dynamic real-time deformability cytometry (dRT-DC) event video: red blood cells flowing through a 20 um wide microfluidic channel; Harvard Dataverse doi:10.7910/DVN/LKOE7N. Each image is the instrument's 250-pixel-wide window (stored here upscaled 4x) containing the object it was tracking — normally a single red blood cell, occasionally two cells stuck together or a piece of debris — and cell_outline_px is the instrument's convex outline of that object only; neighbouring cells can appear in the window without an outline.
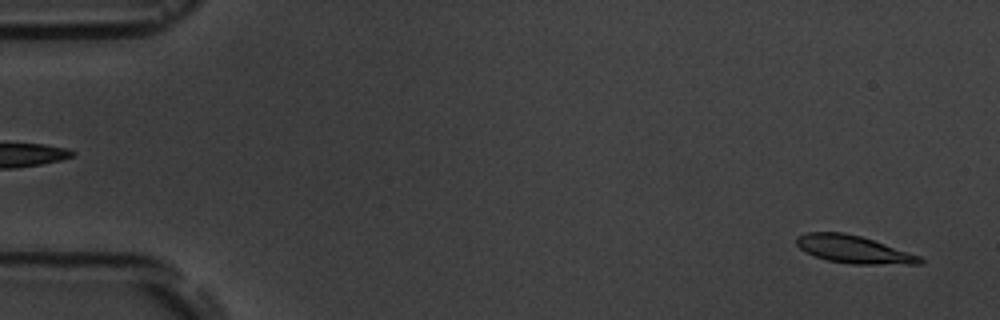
{"species": "common noctule bat (a hibernating species)", "species_latin": "Nyctalus noctula", "temperature_condition": "room temperature", "stored_images_in_passage": 5, "segment_of_instrument_passage": [2, 2], "camera_frame_rate_fps": 3000, "um_per_image_px": 0.085, "animal": {"sex": "male", "body_mass_g": 19.5, "forearm_length_mm": 54.6}, "frame": {"image": 1, "passage_image": 5, "time_ms": 5.333, "image_size_px": [1000, 320], "cell_outline_px": [[924, 260], [920, 264], [852, 264], [828, 260], [816, 256], [800, 248], [796, 244], [796, 236], [808, 232], [844, 232], [860, 236], [920, 256]], "centroid_in_image_um": [72.53, 21.19], "position_along_channel_um": 12.5, "area_um2": 19.54}}